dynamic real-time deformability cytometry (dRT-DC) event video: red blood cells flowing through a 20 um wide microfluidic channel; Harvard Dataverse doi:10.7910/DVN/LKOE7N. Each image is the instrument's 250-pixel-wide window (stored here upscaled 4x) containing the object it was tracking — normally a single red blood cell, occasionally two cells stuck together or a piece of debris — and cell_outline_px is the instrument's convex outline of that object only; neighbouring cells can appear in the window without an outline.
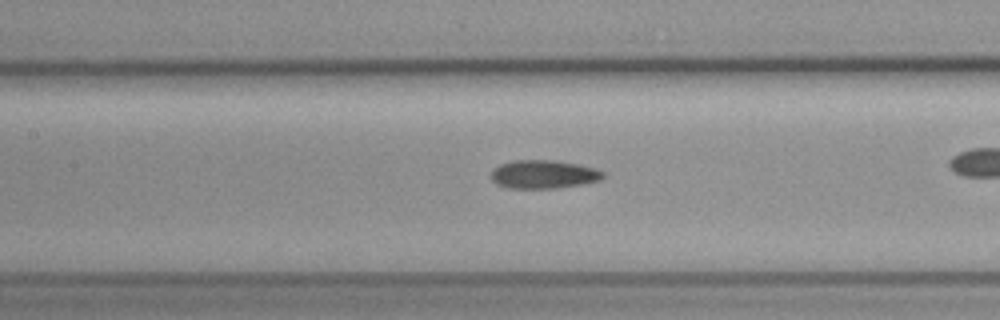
{"species": "common noctule bat (a hibernating species)", "species_latin": "Nyctalus noctula", "temperature_condition": "cold", "stored_images_in_passage": 44, "camera_frame_rate_fps": 3000, "um_per_image_px": 0.085, "animal": {"sex": "female", "body_mass_g": 19.3, "forearm_length_mm": 54.1}, "frame": {"image": 1, "passage_image": 26, "time_ms": 8.333, "image_size_px": [1000, 320], "cell_outline_px": [[604, 176], [600, 180], [584, 184], [556, 188], [508, 188], [496, 184], [492, 180], [492, 172], [500, 164], [512, 160], [556, 160], [596, 168], [604, 172]], "centroid_in_image_um": [46.22, 14.82], "position_along_channel_um": 161.2, "area_um2": 18.55}}